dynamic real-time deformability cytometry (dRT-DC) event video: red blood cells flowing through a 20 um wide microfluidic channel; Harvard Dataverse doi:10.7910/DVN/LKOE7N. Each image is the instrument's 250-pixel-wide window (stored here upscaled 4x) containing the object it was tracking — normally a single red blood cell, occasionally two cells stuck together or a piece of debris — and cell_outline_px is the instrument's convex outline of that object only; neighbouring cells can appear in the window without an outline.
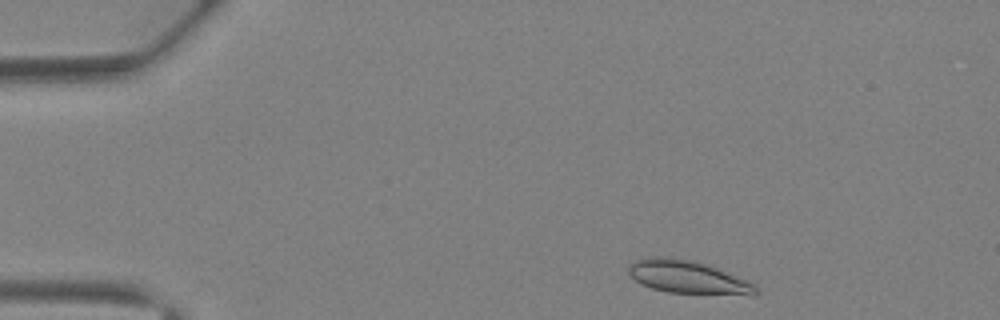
{"species": "Egyptian fruit bat (a non-hibernating species)", "species_latin": "Rousettus aegyptiacus", "temperature_condition": "warm", "stored_images_in_passage": 34, "camera_frame_rate_fps": 3000, "um_per_image_px": 0.085, "animal": {"sex": "female"}, "frame": {"image": 1, "passage_image": 1, "time_ms": 0.0, "image_size_px": [1000, 320], "cell_outline_px": [[748, 288], [744, 292], [672, 292], [656, 288], [644, 284], [636, 280], [632, 276], [632, 268], [636, 264], [644, 260], [676, 260], [700, 264], [712, 268], [748, 284]], "centroid_in_image_um": [58.23, 23.57], "position_along_channel_um": 26.8, "area_um2": 19.71}}
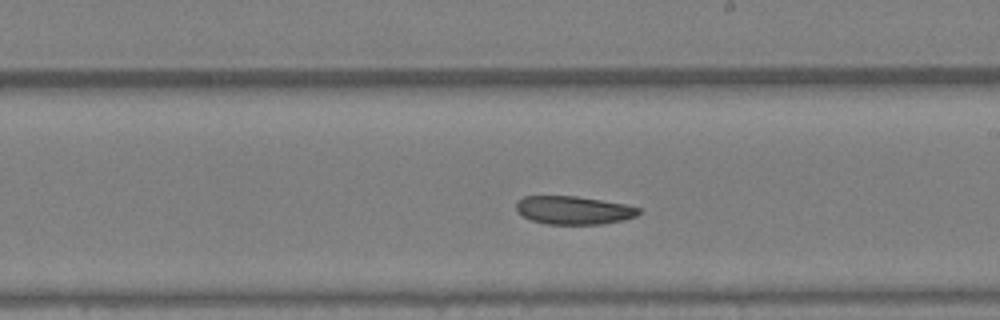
{"frame": {"image": 2, "passage_image": 18, "time_ms": 5.667, "image_size_px": [1000, 320], "cell_outline_px": [[640, 212], [632, 216], [620, 220], [596, 224], [552, 224], [532, 220], [524, 216], [516, 208], [516, 204], [524, 196], [572, 196], [620, 204], [640, 208]], "centroid_in_image_um": [48.69, 17.86], "position_along_channel_um": 240.3, "area_um2": 19.25}}
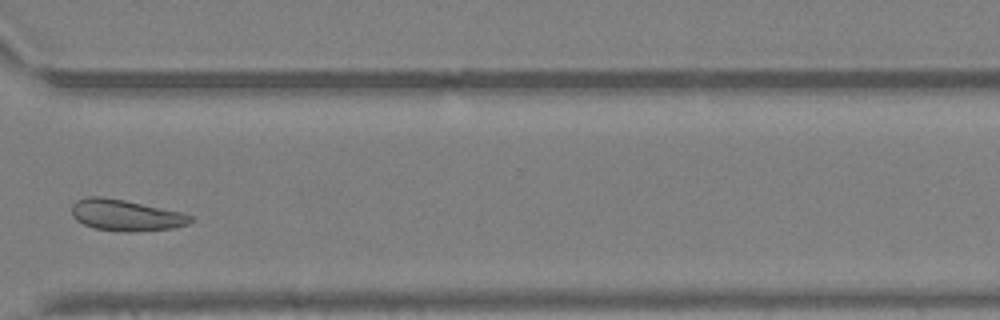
{"frame": {"image": 3, "passage_image": 25, "time_ms": 8.0, "image_size_px": [1000, 320], "cell_outline_px": [[192, 220], [184, 224], [168, 228], [96, 228], [84, 224], [72, 212], [72, 208], [80, 200], [120, 200], [176, 212], [192, 216]], "centroid_in_image_um": [10.72, 18.29], "position_along_channel_um": 359.9, "area_um2": 18.38}}